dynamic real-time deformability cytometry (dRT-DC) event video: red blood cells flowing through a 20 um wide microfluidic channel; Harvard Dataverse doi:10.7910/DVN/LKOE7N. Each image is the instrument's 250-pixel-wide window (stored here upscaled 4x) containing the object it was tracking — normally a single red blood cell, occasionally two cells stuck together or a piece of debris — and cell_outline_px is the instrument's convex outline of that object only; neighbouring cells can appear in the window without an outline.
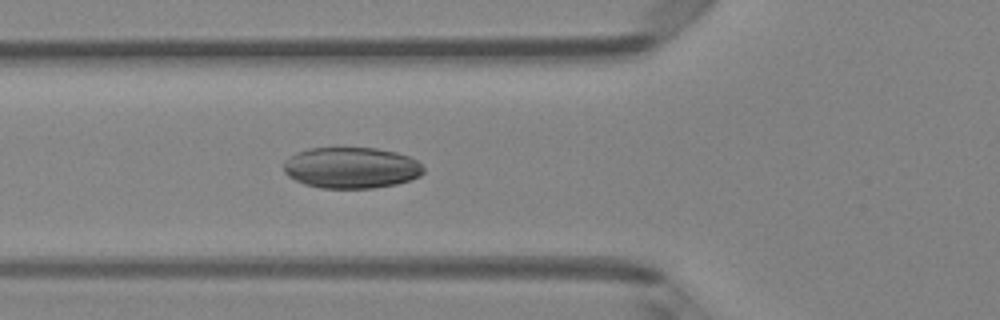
{"species": "Egyptian fruit bat (a non-hibernating species)", "species_latin": "Rousettus aegyptiacus", "temperature_condition": "room temperature", "stored_images_in_passage": 35, "camera_frame_rate_fps": 3000, "um_per_image_px": 0.085, "animal": {"sex": "female"}, "frame": {"image": 1, "passage_image": 6, "time_ms": 1.667, "image_size_px": [1000, 320], "cell_outline_px": [[424, 172], [420, 176], [396, 184], [372, 188], [320, 188], [304, 184], [288, 176], [284, 172], [284, 160], [296, 152], [308, 148], [376, 148], [396, 152], [408, 156], [416, 160], [424, 168]], "centroid_in_image_um": [29.84, 14.26], "position_along_channel_um": 96.0, "area_um2": 33.58}}
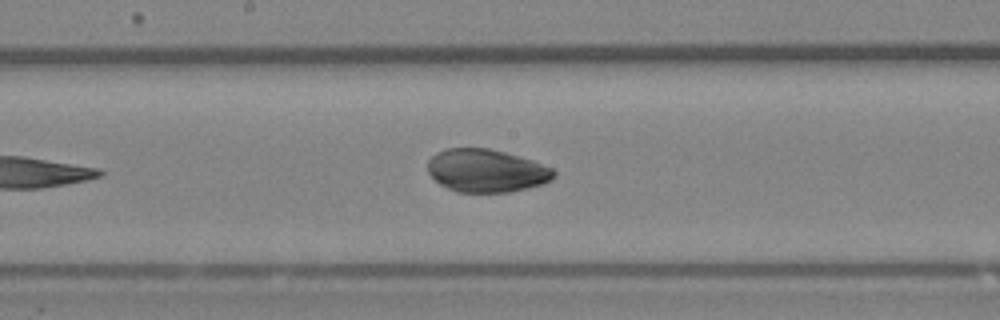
{"frame": {"image": 2, "passage_image": 14, "time_ms": 4.333, "image_size_px": [1000, 320], "cell_outline_px": [[556, 176], [552, 180], [544, 184], [528, 188], [508, 192], [456, 192], [440, 184], [428, 172], [428, 160], [436, 152], [444, 148], [488, 148], [504, 152], [532, 160], [552, 168], [556, 172]], "centroid_in_image_um": [41.35, 14.51], "position_along_channel_um": 206.8, "area_um2": 31.67}}
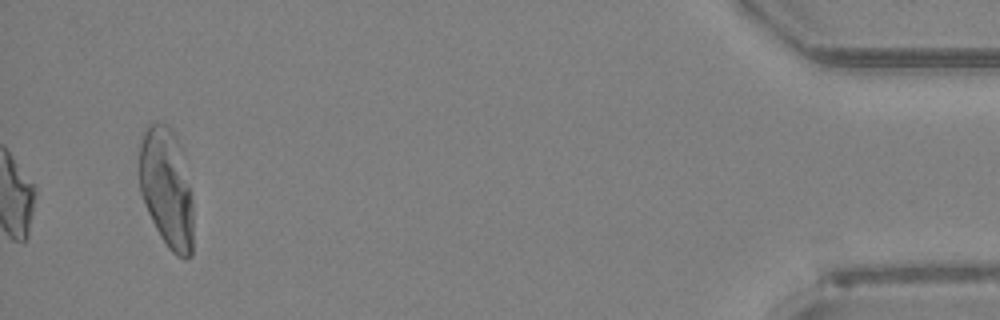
{"frame": {"image": 3, "passage_image": 35, "time_ms": 11.333, "image_size_px": [1000, 320], "cell_outline_px": [[192, 256], [176, 256], [168, 248], [160, 236], [144, 204], [140, 192], [140, 144], [144, 128], [148, 124], [156, 120], [160, 120], [168, 124], [172, 128], [184, 152], [192, 192]], "centroid_in_image_um": [14.18, 15.88], "position_along_channel_um": 421.0, "area_um2": 38.44}}